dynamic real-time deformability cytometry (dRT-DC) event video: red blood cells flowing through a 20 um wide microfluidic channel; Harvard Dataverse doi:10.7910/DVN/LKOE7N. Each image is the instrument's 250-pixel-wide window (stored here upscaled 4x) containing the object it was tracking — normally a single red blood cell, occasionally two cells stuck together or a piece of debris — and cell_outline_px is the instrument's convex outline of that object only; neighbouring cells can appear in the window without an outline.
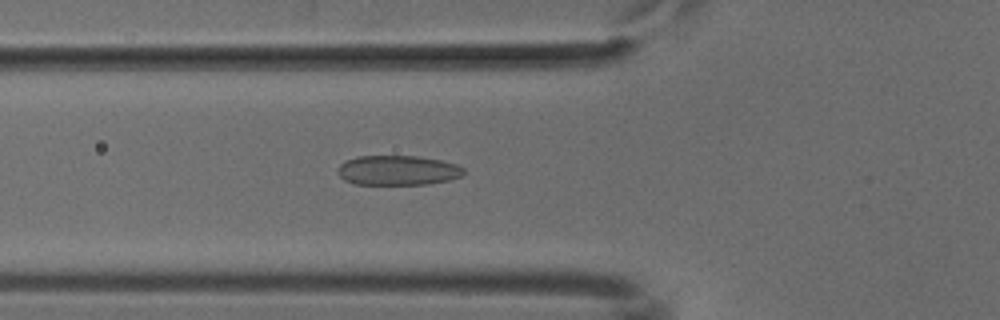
{"species": "common noctule bat (a hibernating species)", "species_latin": "Nyctalus noctula", "temperature_condition": "cold", "stored_images_in_passage": 52, "camera_frame_rate_fps": 3000, "um_per_image_px": 0.085, "animal": {"sex": "male", "body_mass_g": 18.8}, "frame": {"image": 1, "passage_image": 19, "time_ms": 6.0, "image_size_px": [1000, 320], "cell_outline_px": [[464, 172], [460, 176], [448, 180], [428, 184], [356, 184], [344, 180], [340, 176], [340, 164], [356, 156], [416, 156], [440, 160], [456, 164], [464, 168]], "centroid_in_image_um": [33.83, 14.48], "position_along_channel_um": 92.0, "area_um2": 21.56}}
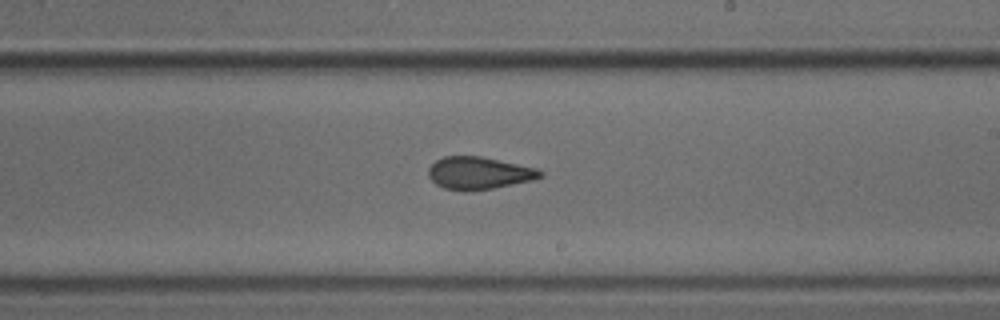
{"frame": {"image": 2, "passage_image": 31, "time_ms": 10.0, "image_size_px": [1000, 320], "cell_outline_px": [[544, 176], [532, 180], [472, 192], [464, 192], [444, 188], [436, 184], [428, 176], [428, 168], [436, 160], [444, 156], [480, 156], [536, 168], [544, 172]], "centroid_in_image_um": [40.68, 14.72], "position_along_channel_um": 248.3, "area_um2": 21.21}}
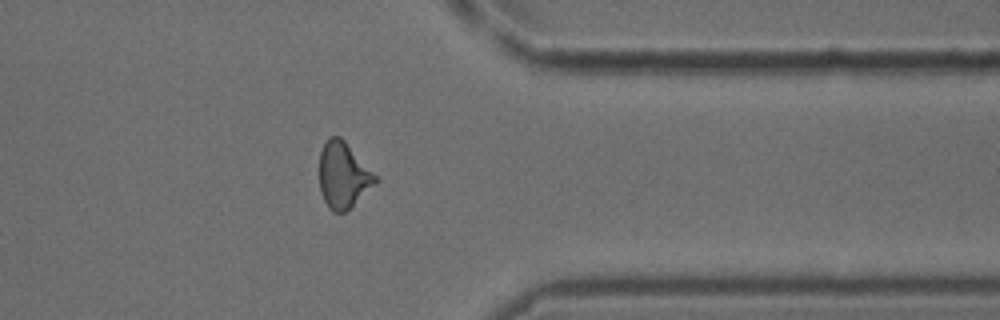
{"frame": {"image": 3, "passage_image": 42, "time_ms": 13.667, "image_size_px": [1000, 320], "cell_outline_px": [[380, 180], [376, 184], [344, 212], [332, 212], [328, 208], [320, 192], [320, 152], [328, 136], [340, 136], [344, 140]], "centroid_in_image_um": [29.16, 14.89], "position_along_channel_um": 382.2, "area_um2": 21.33}}